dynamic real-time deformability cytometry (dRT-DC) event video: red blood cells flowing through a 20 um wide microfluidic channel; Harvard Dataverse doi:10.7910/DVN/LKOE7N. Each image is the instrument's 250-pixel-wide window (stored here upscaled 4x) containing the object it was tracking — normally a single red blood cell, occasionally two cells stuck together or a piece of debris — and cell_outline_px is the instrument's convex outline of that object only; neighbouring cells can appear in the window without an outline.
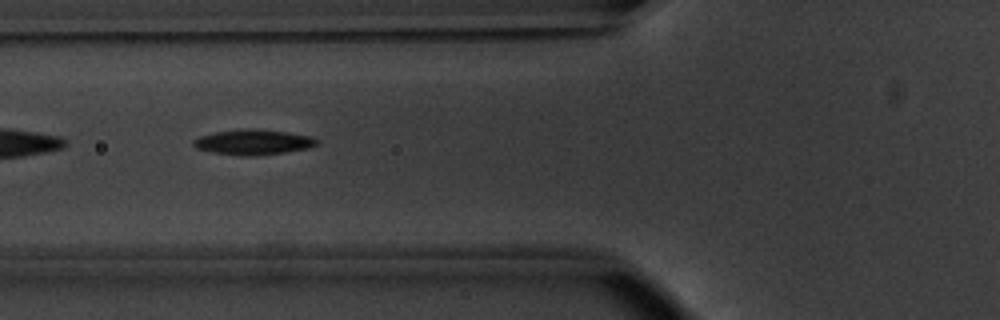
{"species": "common noctule bat (a hibernating species)", "species_latin": "Nyctalus noctula", "temperature_condition": "warm", "stored_images_in_passage": 18, "camera_frame_rate_fps": 3000, "um_per_image_px": 0.085, "animal": {"sex": "male", "body_mass_g": 20.1, "forearm_length_mm": 53.5}, "frame": {"image": 1, "passage_image": 3, "time_ms": 0.667, "image_size_px": [1000, 320], "cell_outline_px": [[320, 140], [316, 144], [308, 148], [284, 152], [248, 156], [240, 156], [212, 152], [196, 148], [192, 144], [192, 140], [200, 136], [216, 132], [240, 128], [252, 128], [288, 132], [312, 136]], "centroid_in_image_um": [21.51, 12.07], "position_along_channel_um": 104.3, "area_um2": 18.21}}